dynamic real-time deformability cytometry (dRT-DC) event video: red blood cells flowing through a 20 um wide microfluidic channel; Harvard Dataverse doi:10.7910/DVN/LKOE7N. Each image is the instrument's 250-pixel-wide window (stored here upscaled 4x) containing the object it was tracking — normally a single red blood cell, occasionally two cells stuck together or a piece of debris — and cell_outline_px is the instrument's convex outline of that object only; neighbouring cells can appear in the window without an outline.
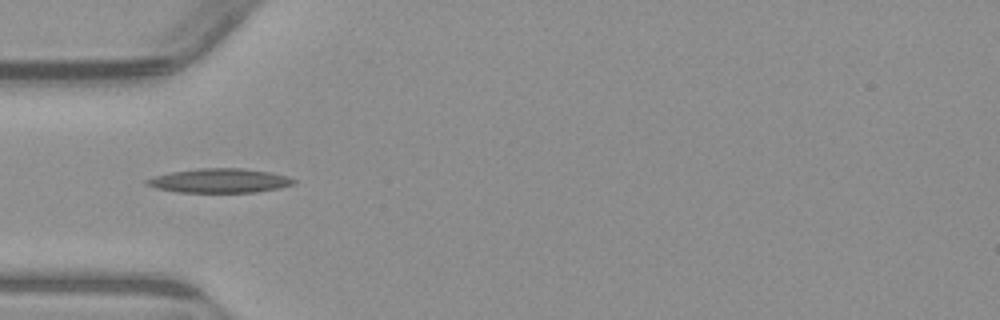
{"species": "common noctule bat (a hibernating species)", "species_latin": "Nyctalus noctula", "temperature_condition": "warm", "stored_images_in_passage": 39, "camera_frame_rate_fps": 3000, "um_per_image_px": 0.085, "animal": {"sex": "male", "body_mass_g": 23.1, "forearm_length_mm": 52.7}, "frame": {"image": 1, "passage_image": 2, "time_ms": 0.333, "image_size_px": [1000, 320], "cell_outline_px": [[296, 184], [280, 188], [256, 192], [176, 192], [156, 188], [144, 184], [144, 180], [152, 176], [172, 172], [196, 168], [244, 168], [268, 172], [288, 176], [296, 180]], "centroid_in_image_um": [18.65, 15.35], "position_along_channel_um": 66.4, "area_um2": 20.92}}
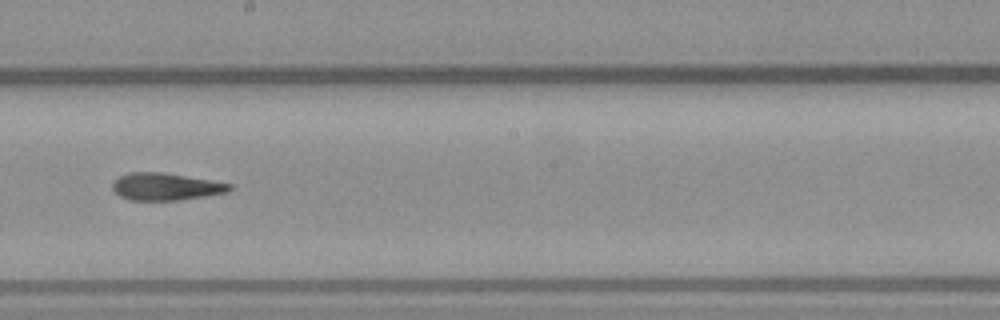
{"frame": {"image": 2, "passage_image": 15, "time_ms": 4.667, "image_size_px": [1000, 320], "cell_outline_px": [[232, 188], [228, 192], [180, 200], [128, 200], [120, 196], [112, 188], [112, 180], [128, 172], [164, 172], [232, 184]], "centroid_in_image_um": [14.05, 15.86], "position_along_channel_um": 234.2, "area_um2": 18.61}}
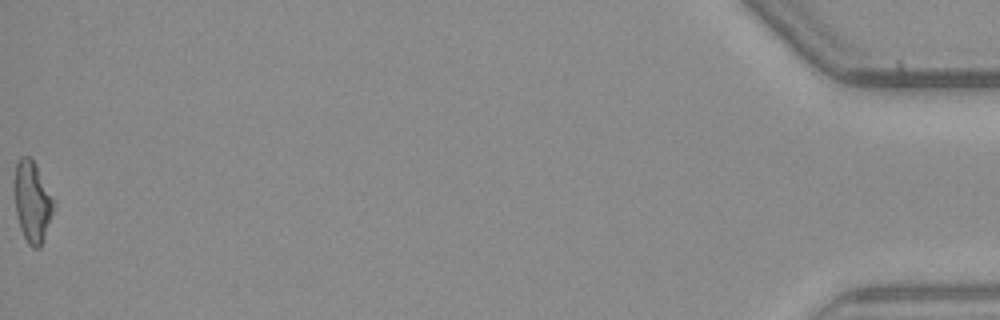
{"frame": {"image": 3, "passage_image": 39, "time_ms": 12.667, "image_size_px": [1000, 320], "cell_outline_px": [[56, 204], [40, 248], [32, 248], [28, 244], [20, 228], [16, 212], [16, 164], [20, 156], [28, 156], [36, 164], [56, 200]], "centroid_in_image_um": [2.8, 17.15], "position_along_channel_um": 432.4, "area_um2": 18.38}, "authors_computed_cell_mechanics": {"area_um2": 18.785, "velocity_mm_per_s": 3.8507, "shape_relaxation_time_tau1_ms": 7.9287, "shape_relaxation_time_tau2_ms": 4.1131, "deformation_change_tau1": 0.2441, "deformation_change_tau2": 0.1451}}